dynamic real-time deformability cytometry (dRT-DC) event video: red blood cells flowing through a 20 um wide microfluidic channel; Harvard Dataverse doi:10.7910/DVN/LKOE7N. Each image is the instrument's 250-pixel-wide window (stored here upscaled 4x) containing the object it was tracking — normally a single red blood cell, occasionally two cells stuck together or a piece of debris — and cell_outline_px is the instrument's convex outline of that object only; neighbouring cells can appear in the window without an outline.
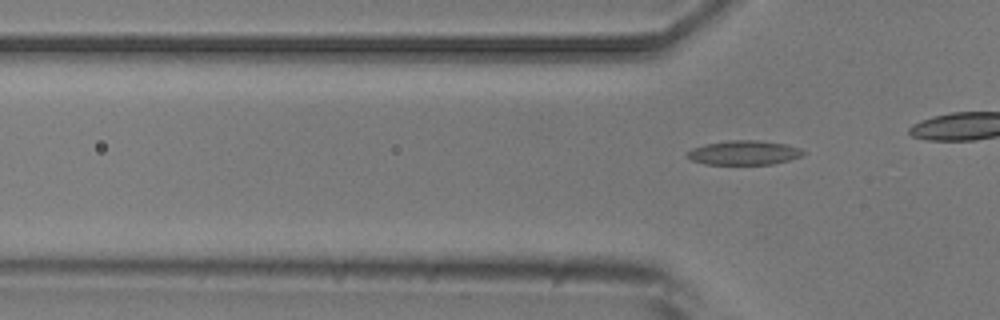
{"species": "common noctule bat (a hibernating species)", "species_latin": "Nyctalus noctula", "temperature_condition": "room temperature", "stored_images_in_passage": 6, "camera_frame_rate_fps": 3000, "um_per_image_px": 0.085, "animal": {"sex": "male", "body_mass_g": 20.5, "forearm_length_mm": 52.5}, "frame": {"image": 1, "passage_image": 6, "time_ms": 6.667, "image_size_px": [1000, 320], "cell_outline_px": [[804, 152], [800, 156], [788, 160], [772, 164], [704, 164], [692, 160], [684, 152], [692, 148], [708, 144], [732, 140], [760, 140], [784, 144], [800, 148]], "centroid_in_image_um": [63.21, 12.98], "position_along_channel_um": 62.6, "area_um2": 16.18}}